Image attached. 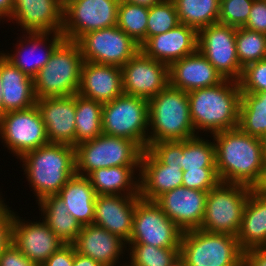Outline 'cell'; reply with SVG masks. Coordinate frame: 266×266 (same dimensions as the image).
Instances as JSON below:
<instances>
[{
  "mask_svg": "<svg viewBox=\"0 0 266 266\" xmlns=\"http://www.w3.org/2000/svg\"><path fill=\"white\" fill-rule=\"evenodd\" d=\"M262 142V150H263V158L266 160V134L261 138Z\"/></svg>",
  "mask_w": 266,
  "mask_h": 266,
  "instance_id": "db71d44e",
  "label": "cell"
},
{
  "mask_svg": "<svg viewBox=\"0 0 266 266\" xmlns=\"http://www.w3.org/2000/svg\"><path fill=\"white\" fill-rule=\"evenodd\" d=\"M149 8L120 1L117 26L141 46L146 41Z\"/></svg>",
  "mask_w": 266,
  "mask_h": 266,
  "instance_id": "8d00e7d4",
  "label": "cell"
},
{
  "mask_svg": "<svg viewBox=\"0 0 266 266\" xmlns=\"http://www.w3.org/2000/svg\"><path fill=\"white\" fill-rule=\"evenodd\" d=\"M63 9L64 0H14L8 24L17 25V35L21 31L59 33L63 29Z\"/></svg>",
  "mask_w": 266,
  "mask_h": 266,
  "instance_id": "ac0fdd59",
  "label": "cell"
},
{
  "mask_svg": "<svg viewBox=\"0 0 266 266\" xmlns=\"http://www.w3.org/2000/svg\"><path fill=\"white\" fill-rule=\"evenodd\" d=\"M169 266H186L185 262L178 257L171 265Z\"/></svg>",
  "mask_w": 266,
  "mask_h": 266,
  "instance_id": "11a10c76",
  "label": "cell"
},
{
  "mask_svg": "<svg viewBox=\"0 0 266 266\" xmlns=\"http://www.w3.org/2000/svg\"><path fill=\"white\" fill-rule=\"evenodd\" d=\"M182 233L154 201L140 198L136 202L132 232L127 243L180 248Z\"/></svg>",
  "mask_w": 266,
  "mask_h": 266,
  "instance_id": "7c38bea8",
  "label": "cell"
},
{
  "mask_svg": "<svg viewBox=\"0 0 266 266\" xmlns=\"http://www.w3.org/2000/svg\"><path fill=\"white\" fill-rule=\"evenodd\" d=\"M49 143L75 147L76 94L69 97L37 99Z\"/></svg>",
  "mask_w": 266,
  "mask_h": 266,
  "instance_id": "7402d4cb",
  "label": "cell"
},
{
  "mask_svg": "<svg viewBox=\"0 0 266 266\" xmlns=\"http://www.w3.org/2000/svg\"><path fill=\"white\" fill-rule=\"evenodd\" d=\"M79 95L105 104L124 94L121 67L84 61Z\"/></svg>",
  "mask_w": 266,
  "mask_h": 266,
  "instance_id": "484cf974",
  "label": "cell"
},
{
  "mask_svg": "<svg viewBox=\"0 0 266 266\" xmlns=\"http://www.w3.org/2000/svg\"><path fill=\"white\" fill-rule=\"evenodd\" d=\"M149 100L122 94L103 104V134L134 141L143 151L148 148Z\"/></svg>",
  "mask_w": 266,
  "mask_h": 266,
  "instance_id": "9c48e42d",
  "label": "cell"
},
{
  "mask_svg": "<svg viewBox=\"0 0 266 266\" xmlns=\"http://www.w3.org/2000/svg\"><path fill=\"white\" fill-rule=\"evenodd\" d=\"M73 266H102L97 261H94L92 258L83 256L75 250L74 263Z\"/></svg>",
  "mask_w": 266,
  "mask_h": 266,
  "instance_id": "816d5d0a",
  "label": "cell"
},
{
  "mask_svg": "<svg viewBox=\"0 0 266 266\" xmlns=\"http://www.w3.org/2000/svg\"><path fill=\"white\" fill-rule=\"evenodd\" d=\"M73 245L76 252L92 258L102 266H127L126 242L95 224L82 226Z\"/></svg>",
  "mask_w": 266,
  "mask_h": 266,
  "instance_id": "ffe728a7",
  "label": "cell"
},
{
  "mask_svg": "<svg viewBox=\"0 0 266 266\" xmlns=\"http://www.w3.org/2000/svg\"><path fill=\"white\" fill-rule=\"evenodd\" d=\"M251 190L248 186L219 182L208 192L199 229L237 237Z\"/></svg>",
  "mask_w": 266,
  "mask_h": 266,
  "instance_id": "ba28073f",
  "label": "cell"
},
{
  "mask_svg": "<svg viewBox=\"0 0 266 266\" xmlns=\"http://www.w3.org/2000/svg\"><path fill=\"white\" fill-rule=\"evenodd\" d=\"M244 28L266 34V0H254Z\"/></svg>",
  "mask_w": 266,
  "mask_h": 266,
  "instance_id": "f6af8a7d",
  "label": "cell"
},
{
  "mask_svg": "<svg viewBox=\"0 0 266 266\" xmlns=\"http://www.w3.org/2000/svg\"><path fill=\"white\" fill-rule=\"evenodd\" d=\"M14 7V0H0V24L8 23ZM4 22V23H3Z\"/></svg>",
  "mask_w": 266,
  "mask_h": 266,
  "instance_id": "681fc988",
  "label": "cell"
},
{
  "mask_svg": "<svg viewBox=\"0 0 266 266\" xmlns=\"http://www.w3.org/2000/svg\"><path fill=\"white\" fill-rule=\"evenodd\" d=\"M140 196L97 195L93 224L118 235L126 243L130 239L136 202Z\"/></svg>",
  "mask_w": 266,
  "mask_h": 266,
  "instance_id": "603a6c76",
  "label": "cell"
},
{
  "mask_svg": "<svg viewBox=\"0 0 266 266\" xmlns=\"http://www.w3.org/2000/svg\"><path fill=\"white\" fill-rule=\"evenodd\" d=\"M0 192V255L12 242V222L15 214L9 201ZM8 203V204H7Z\"/></svg>",
  "mask_w": 266,
  "mask_h": 266,
  "instance_id": "ee69618b",
  "label": "cell"
},
{
  "mask_svg": "<svg viewBox=\"0 0 266 266\" xmlns=\"http://www.w3.org/2000/svg\"><path fill=\"white\" fill-rule=\"evenodd\" d=\"M243 266H266V247H254L243 251Z\"/></svg>",
  "mask_w": 266,
  "mask_h": 266,
  "instance_id": "c3c4849f",
  "label": "cell"
},
{
  "mask_svg": "<svg viewBox=\"0 0 266 266\" xmlns=\"http://www.w3.org/2000/svg\"><path fill=\"white\" fill-rule=\"evenodd\" d=\"M179 22L197 31L218 23L220 0H172Z\"/></svg>",
  "mask_w": 266,
  "mask_h": 266,
  "instance_id": "836d02e7",
  "label": "cell"
},
{
  "mask_svg": "<svg viewBox=\"0 0 266 266\" xmlns=\"http://www.w3.org/2000/svg\"><path fill=\"white\" fill-rule=\"evenodd\" d=\"M215 145V166L220 182L252 188L258 181L264 162L261 138L239 128L211 135Z\"/></svg>",
  "mask_w": 266,
  "mask_h": 266,
  "instance_id": "6da1fadb",
  "label": "cell"
},
{
  "mask_svg": "<svg viewBox=\"0 0 266 266\" xmlns=\"http://www.w3.org/2000/svg\"><path fill=\"white\" fill-rule=\"evenodd\" d=\"M123 92L150 99L169 85V66L139 50L122 67Z\"/></svg>",
  "mask_w": 266,
  "mask_h": 266,
  "instance_id": "9a60e30c",
  "label": "cell"
},
{
  "mask_svg": "<svg viewBox=\"0 0 266 266\" xmlns=\"http://www.w3.org/2000/svg\"><path fill=\"white\" fill-rule=\"evenodd\" d=\"M198 50L224 79L239 81L243 68L236 51V28L221 23L198 31Z\"/></svg>",
  "mask_w": 266,
  "mask_h": 266,
  "instance_id": "5bb4252c",
  "label": "cell"
},
{
  "mask_svg": "<svg viewBox=\"0 0 266 266\" xmlns=\"http://www.w3.org/2000/svg\"><path fill=\"white\" fill-rule=\"evenodd\" d=\"M143 150L132 140L101 134L75 146L76 174L87 177L96 169L140 166Z\"/></svg>",
  "mask_w": 266,
  "mask_h": 266,
  "instance_id": "52a82bcc",
  "label": "cell"
},
{
  "mask_svg": "<svg viewBox=\"0 0 266 266\" xmlns=\"http://www.w3.org/2000/svg\"><path fill=\"white\" fill-rule=\"evenodd\" d=\"M208 192L184 186L167 191L154 202L182 232L199 229L204 218Z\"/></svg>",
  "mask_w": 266,
  "mask_h": 266,
  "instance_id": "d6986e66",
  "label": "cell"
},
{
  "mask_svg": "<svg viewBox=\"0 0 266 266\" xmlns=\"http://www.w3.org/2000/svg\"><path fill=\"white\" fill-rule=\"evenodd\" d=\"M127 266H169L179 257L180 248H160L142 243H126Z\"/></svg>",
  "mask_w": 266,
  "mask_h": 266,
  "instance_id": "d590c367",
  "label": "cell"
},
{
  "mask_svg": "<svg viewBox=\"0 0 266 266\" xmlns=\"http://www.w3.org/2000/svg\"><path fill=\"white\" fill-rule=\"evenodd\" d=\"M148 147L154 142L182 141L197 136L187 92L168 85L149 99Z\"/></svg>",
  "mask_w": 266,
  "mask_h": 266,
  "instance_id": "277c9868",
  "label": "cell"
},
{
  "mask_svg": "<svg viewBox=\"0 0 266 266\" xmlns=\"http://www.w3.org/2000/svg\"><path fill=\"white\" fill-rule=\"evenodd\" d=\"M84 61L122 67L140 46L117 25L82 35L76 41Z\"/></svg>",
  "mask_w": 266,
  "mask_h": 266,
  "instance_id": "4fadbf2b",
  "label": "cell"
},
{
  "mask_svg": "<svg viewBox=\"0 0 266 266\" xmlns=\"http://www.w3.org/2000/svg\"><path fill=\"white\" fill-rule=\"evenodd\" d=\"M238 128L258 138L266 134V92L241 93Z\"/></svg>",
  "mask_w": 266,
  "mask_h": 266,
  "instance_id": "d6a6232c",
  "label": "cell"
},
{
  "mask_svg": "<svg viewBox=\"0 0 266 266\" xmlns=\"http://www.w3.org/2000/svg\"><path fill=\"white\" fill-rule=\"evenodd\" d=\"M237 240L243 251L266 247V196L250 191Z\"/></svg>",
  "mask_w": 266,
  "mask_h": 266,
  "instance_id": "f546056e",
  "label": "cell"
},
{
  "mask_svg": "<svg viewBox=\"0 0 266 266\" xmlns=\"http://www.w3.org/2000/svg\"><path fill=\"white\" fill-rule=\"evenodd\" d=\"M140 166L96 169L87 178L96 195L139 196Z\"/></svg>",
  "mask_w": 266,
  "mask_h": 266,
  "instance_id": "83f0119b",
  "label": "cell"
},
{
  "mask_svg": "<svg viewBox=\"0 0 266 266\" xmlns=\"http://www.w3.org/2000/svg\"><path fill=\"white\" fill-rule=\"evenodd\" d=\"M254 0H220L218 23L235 28L244 27Z\"/></svg>",
  "mask_w": 266,
  "mask_h": 266,
  "instance_id": "ab89813d",
  "label": "cell"
},
{
  "mask_svg": "<svg viewBox=\"0 0 266 266\" xmlns=\"http://www.w3.org/2000/svg\"><path fill=\"white\" fill-rule=\"evenodd\" d=\"M120 0H64L65 40L77 41L82 35L117 25Z\"/></svg>",
  "mask_w": 266,
  "mask_h": 266,
  "instance_id": "8fae6325",
  "label": "cell"
},
{
  "mask_svg": "<svg viewBox=\"0 0 266 266\" xmlns=\"http://www.w3.org/2000/svg\"><path fill=\"white\" fill-rule=\"evenodd\" d=\"M190 115L197 135L238 128L241 91L239 82L225 79L220 84L187 92Z\"/></svg>",
  "mask_w": 266,
  "mask_h": 266,
  "instance_id": "3957f363",
  "label": "cell"
},
{
  "mask_svg": "<svg viewBox=\"0 0 266 266\" xmlns=\"http://www.w3.org/2000/svg\"><path fill=\"white\" fill-rule=\"evenodd\" d=\"M0 266H37L11 242L0 255Z\"/></svg>",
  "mask_w": 266,
  "mask_h": 266,
  "instance_id": "bcb514c9",
  "label": "cell"
},
{
  "mask_svg": "<svg viewBox=\"0 0 266 266\" xmlns=\"http://www.w3.org/2000/svg\"><path fill=\"white\" fill-rule=\"evenodd\" d=\"M39 209L40 218L49 226L50 230L64 243L73 244L82 226L69 213L64 202L52 195L41 199L35 205ZM41 212V213H40Z\"/></svg>",
  "mask_w": 266,
  "mask_h": 266,
  "instance_id": "4dcf8cb0",
  "label": "cell"
},
{
  "mask_svg": "<svg viewBox=\"0 0 266 266\" xmlns=\"http://www.w3.org/2000/svg\"><path fill=\"white\" fill-rule=\"evenodd\" d=\"M3 115L2 84L0 79V116Z\"/></svg>",
  "mask_w": 266,
  "mask_h": 266,
  "instance_id": "9f6ffc18",
  "label": "cell"
},
{
  "mask_svg": "<svg viewBox=\"0 0 266 266\" xmlns=\"http://www.w3.org/2000/svg\"><path fill=\"white\" fill-rule=\"evenodd\" d=\"M103 104L76 94L75 146L103 133Z\"/></svg>",
  "mask_w": 266,
  "mask_h": 266,
  "instance_id": "1f68e13d",
  "label": "cell"
},
{
  "mask_svg": "<svg viewBox=\"0 0 266 266\" xmlns=\"http://www.w3.org/2000/svg\"><path fill=\"white\" fill-rule=\"evenodd\" d=\"M180 24L175 4L172 0H163L149 8L146 40L162 34Z\"/></svg>",
  "mask_w": 266,
  "mask_h": 266,
  "instance_id": "f35d334b",
  "label": "cell"
},
{
  "mask_svg": "<svg viewBox=\"0 0 266 266\" xmlns=\"http://www.w3.org/2000/svg\"><path fill=\"white\" fill-rule=\"evenodd\" d=\"M139 173V196L144 200L154 201L163 193L182 186V168L163 164L148 148L142 152Z\"/></svg>",
  "mask_w": 266,
  "mask_h": 266,
  "instance_id": "d4e9b609",
  "label": "cell"
},
{
  "mask_svg": "<svg viewBox=\"0 0 266 266\" xmlns=\"http://www.w3.org/2000/svg\"><path fill=\"white\" fill-rule=\"evenodd\" d=\"M220 182L216 168H200L183 171L182 186L209 192Z\"/></svg>",
  "mask_w": 266,
  "mask_h": 266,
  "instance_id": "b9f144b4",
  "label": "cell"
},
{
  "mask_svg": "<svg viewBox=\"0 0 266 266\" xmlns=\"http://www.w3.org/2000/svg\"><path fill=\"white\" fill-rule=\"evenodd\" d=\"M236 51L242 68L266 59V34L244 27L236 28Z\"/></svg>",
  "mask_w": 266,
  "mask_h": 266,
  "instance_id": "74e56055",
  "label": "cell"
},
{
  "mask_svg": "<svg viewBox=\"0 0 266 266\" xmlns=\"http://www.w3.org/2000/svg\"><path fill=\"white\" fill-rule=\"evenodd\" d=\"M224 80L199 50L169 66V85L185 92L213 87Z\"/></svg>",
  "mask_w": 266,
  "mask_h": 266,
  "instance_id": "cb8c5ba5",
  "label": "cell"
},
{
  "mask_svg": "<svg viewBox=\"0 0 266 266\" xmlns=\"http://www.w3.org/2000/svg\"><path fill=\"white\" fill-rule=\"evenodd\" d=\"M75 247L65 244L54 252L41 266H73Z\"/></svg>",
  "mask_w": 266,
  "mask_h": 266,
  "instance_id": "7dc6e473",
  "label": "cell"
},
{
  "mask_svg": "<svg viewBox=\"0 0 266 266\" xmlns=\"http://www.w3.org/2000/svg\"><path fill=\"white\" fill-rule=\"evenodd\" d=\"M238 82L241 93L266 92V59L246 65Z\"/></svg>",
  "mask_w": 266,
  "mask_h": 266,
  "instance_id": "60d3db41",
  "label": "cell"
},
{
  "mask_svg": "<svg viewBox=\"0 0 266 266\" xmlns=\"http://www.w3.org/2000/svg\"><path fill=\"white\" fill-rule=\"evenodd\" d=\"M148 149L165 165L181 167L183 156L182 141H160L151 144Z\"/></svg>",
  "mask_w": 266,
  "mask_h": 266,
  "instance_id": "7bdbcfd3",
  "label": "cell"
},
{
  "mask_svg": "<svg viewBox=\"0 0 266 266\" xmlns=\"http://www.w3.org/2000/svg\"><path fill=\"white\" fill-rule=\"evenodd\" d=\"M134 5H140L145 7H152L155 4L162 2L163 0H120Z\"/></svg>",
  "mask_w": 266,
  "mask_h": 266,
  "instance_id": "f5cc1de1",
  "label": "cell"
},
{
  "mask_svg": "<svg viewBox=\"0 0 266 266\" xmlns=\"http://www.w3.org/2000/svg\"><path fill=\"white\" fill-rule=\"evenodd\" d=\"M57 196L81 226L93 224L97 195L87 177L75 174Z\"/></svg>",
  "mask_w": 266,
  "mask_h": 266,
  "instance_id": "f1b7e54d",
  "label": "cell"
},
{
  "mask_svg": "<svg viewBox=\"0 0 266 266\" xmlns=\"http://www.w3.org/2000/svg\"><path fill=\"white\" fill-rule=\"evenodd\" d=\"M202 136L199 134L183 140V156L181 160V168L183 171L200 168H216L213 138L211 135ZM208 138L211 139L209 140Z\"/></svg>",
  "mask_w": 266,
  "mask_h": 266,
  "instance_id": "e575fe53",
  "label": "cell"
},
{
  "mask_svg": "<svg viewBox=\"0 0 266 266\" xmlns=\"http://www.w3.org/2000/svg\"><path fill=\"white\" fill-rule=\"evenodd\" d=\"M21 33V36L15 38L17 43L15 45L11 43L14 50H9V52L5 49L0 53L26 76L34 79L49 61L55 48L64 40V35L61 32Z\"/></svg>",
  "mask_w": 266,
  "mask_h": 266,
  "instance_id": "2e32d148",
  "label": "cell"
},
{
  "mask_svg": "<svg viewBox=\"0 0 266 266\" xmlns=\"http://www.w3.org/2000/svg\"><path fill=\"white\" fill-rule=\"evenodd\" d=\"M18 161L36 203L57 195L76 174L75 147L67 144L49 143L26 152Z\"/></svg>",
  "mask_w": 266,
  "mask_h": 266,
  "instance_id": "7a4b0ae2",
  "label": "cell"
},
{
  "mask_svg": "<svg viewBox=\"0 0 266 266\" xmlns=\"http://www.w3.org/2000/svg\"><path fill=\"white\" fill-rule=\"evenodd\" d=\"M35 218L32 220L23 218L15 211L12 222V242L27 258L37 266H41L65 244L41 218L39 220Z\"/></svg>",
  "mask_w": 266,
  "mask_h": 266,
  "instance_id": "e0dca14e",
  "label": "cell"
},
{
  "mask_svg": "<svg viewBox=\"0 0 266 266\" xmlns=\"http://www.w3.org/2000/svg\"><path fill=\"white\" fill-rule=\"evenodd\" d=\"M179 257L186 266H243L236 236L202 229L182 233Z\"/></svg>",
  "mask_w": 266,
  "mask_h": 266,
  "instance_id": "8992f818",
  "label": "cell"
},
{
  "mask_svg": "<svg viewBox=\"0 0 266 266\" xmlns=\"http://www.w3.org/2000/svg\"><path fill=\"white\" fill-rule=\"evenodd\" d=\"M3 114L28 109L37 103L34 79L26 76L0 53Z\"/></svg>",
  "mask_w": 266,
  "mask_h": 266,
  "instance_id": "4316f807",
  "label": "cell"
},
{
  "mask_svg": "<svg viewBox=\"0 0 266 266\" xmlns=\"http://www.w3.org/2000/svg\"><path fill=\"white\" fill-rule=\"evenodd\" d=\"M0 142L16 159L28 151L49 144L45 124L37 106L1 115Z\"/></svg>",
  "mask_w": 266,
  "mask_h": 266,
  "instance_id": "30bf717a",
  "label": "cell"
},
{
  "mask_svg": "<svg viewBox=\"0 0 266 266\" xmlns=\"http://www.w3.org/2000/svg\"><path fill=\"white\" fill-rule=\"evenodd\" d=\"M83 63L78 43L64 39L34 78L36 98L69 97L77 94Z\"/></svg>",
  "mask_w": 266,
  "mask_h": 266,
  "instance_id": "5b68a950",
  "label": "cell"
},
{
  "mask_svg": "<svg viewBox=\"0 0 266 266\" xmlns=\"http://www.w3.org/2000/svg\"><path fill=\"white\" fill-rule=\"evenodd\" d=\"M140 50L146 56L170 66L198 50V31L180 23L167 32L148 38Z\"/></svg>",
  "mask_w": 266,
  "mask_h": 266,
  "instance_id": "44dd1931",
  "label": "cell"
},
{
  "mask_svg": "<svg viewBox=\"0 0 266 266\" xmlns=\"http://www.w3.org/2000/svg\"><path fill=\"white\" fill-rule=\"evenodd\" d=\"M252 191L256 194L266 196V160L263 162L261 175L257 183L252 187Z\"/></svg>",
  "mask_w": 266,
  "mask_h": 266,
  "instance_id": "f907efd6",
  "label": "cell"
}]
</instances>
